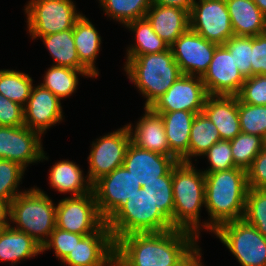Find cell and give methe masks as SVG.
<instances>
[{"label":"cell","instance_id":"cell-1","mask_svg":"<svg viewBox=\"0 0 266 266\" xmlns=\"http://www.w3.org/2000/svg\"><path fill=\"white\" fill-rule=\"evenodd\" d=\"M197 239L180 229L129 234L115 242L114 266H187L201 249Z\"/></svg>","mask_w":266,"mask_h":266},{"label":"cell","instance_id":"cell-2","mask_svg":"<svg viewBox=\"0 0 266 266\" xmlns=\"http://www.w3.org/2000/svg\"><path fill=\"white\" fill-rule=\"evenodd\" d=\"M247 171L232 168L205 173V206L210 222L201 226L213 232L223 223L241 220L248 191Z\"/></svg>","mask_w":266,"mask_h":266},{"label":"cell","instance_id":"cell-3","mask_svg":"<svg viewBox=\"0 0 266 266\" xmlns=\"http://www.w3.org/2000/svg\"><path fill=\"white\" fill-rule=\"evenodd\" d=\"M174 198L173 228L185 230L199 238V213L205 206V173L191 163L178 162L172 168Z\"/></svg>","mask_w":266,"mask_h":266},{"label":"cell","instance_id":"cell-4","mask_svg":"<svg viewBox=\"0 0 266 266\" xmlns=\"http://www.w3.org/2000/svg\"><path fill=\"white\" fill-rule=\"evenodd\" d=\"M124 70L146 97L145 107H150L164 95L182 75L170 48L160 53L127 57Z\"/></svg>","mask_w":266,"mask_h":266},{"label":"cell","instance_id":"cell-5","mask_svg":"<svg viewBox=\"0 0 266 266\" xmlns=\"http://www.w3.org/2000/svg\"><path fill=\"white\" fill-rule=\"evenodd\" d=\"M8 219L17 229L43 246L56 227V206L45 192L31 188L17 195L8 206Z\"/></svg>","mask_w":266,"mask_h":266},{"label":"cell","instance_id":"cell-6","mask_svg":"<svg viewBox=\"0 0 266 266\" xmlns=\"http://www.w3.org/2000/svg\"><path fill=\"white\" fill-rule=\"evenodd\" d=\"M125 206L107 223L113 240L134 233H156L174 229L158 212L150 195L137 190Z\"/></svg>","mask_w":266,"mask_h":266},{"label":"cell","instance_id":"cell-7","mask_svg":"<svg viewBox=\"0 0 266 266\" xmlns=\"http://www.w3.org/2000/svg\"><path fill=\"white\" fill-rule=\"evenodd\" d=\"M25 12L32 39L73 29L82 16L72 0H30Z\"/></svg>","mask_w":266,"mask_h":266},{"label":"cell","instance_id":"cell-8","mask_svg":"<svg viewBox=\"0 0 266 266\" xmlns=\"http://www.w3.org/2000/svg\"><path fill=\"white\" fill-rule=\"evenodd\" d=\"M214 233L241 266H266V237L243 219L223 223Z\"/></svg>","mask_w":266,"mask_h":266},{"label":"cell","instance_id":"cell-9","mask_svg":"<svg viewBox=\"0 0 266 266\" xmlns=\"http://www.w3.org/2000/svg\"><path fill=\"white\" fill-rule=\"evenodd\" d=\"M141 184L122 165L93 184L97 207L104 223H108L128 202Z\"/></svg>","mask_w":266,"mask_h":266},{"label":"cell","instance_id":"cell-10","mask_svg":"<svg viewBox=\"0 0 266 266\" xmlns=\"http://www.w3.org/2000/svg\"><path fill=\"white\" fill-rule=\"evenodd\" d=\"M94 192L62 199L56 205V227L72 233L91 235L104 225Z\"/></svg>","mask_w":266,"mask_h":266},{"label":"cell","instance_id":"cell-11","mask_svg":"<svg viewBox=\"0 0 266 266\" xmlns=\"http://www.w3.org/2000/svg\"><path fill=\"white\" fill-rule=\"evenodd\" d=\"M189 28L208 41L225 44L233 35L225 0H194Z\"/></svg>","mask_w":266,"mask_h":266},{"label":"cell","instance_id":"cell-12","mask_svg":"<svg viewBox=\"0 0 266 266\" xmlns=\"http://www.w3.org/2000/svg\"><path fill=\"white\" fill-rule=\"evenodd\" d=\"M130 143L131 137L126 125L93 142L88 156L90 165L86 178L94 184L101 177L122 166Z\"/></svg>","mask_w":266,"mask_h":266},{"label":"cell","instance_id":"cell-13","mask_svg":"<svg viewBox=\"0 0 266 266\" xmlns=\"http://www.w3.org/2000/svg\"><path fill=\"white\" fill-rule=\"evenodd\" d=\"M208 94L201 77L182 74L150 108L154 112L202 113Z\"/></svg>","mask_w":266,"mask_h":266},{"label":"cell","instance_id":"cell-14","mask_svg":"<svg viewBox=\"0 0 266 266\" xmlns=\"http://www.w3.org/2000/svg\"><path fill=\"white\" fill-rule=\"evenodd\" d=\"M40 136L26 126H0V159L16 162L25 169L28 164L47 160Z\"/></svg>","mask_w":266,"mask_h":266},{"label":"cell","instance_id":"cell-15","mask_svg":"<svg viewBox=\"0 0 266 266\" xmlns=\"http://www.w3.org/2000/svg\"><path fill=\"white\" fill-rule=\"evenodd\" d=\"M218 45L188 28L170 49L182 74L202 77L208 70Z\"/></svg>","mask_w":266,"mask_h":266},{"label":"cell","instance_id":"cell-16","mask_svg":"<svg viewBox=\"0 0 266 266\" xmlns=\"http://www.w3.org/2000/svg\"><path fill=\"white\" fill-rule=\"evenodd\" d=\"M201 79L208 95L224 96H237L245 81L234 57L223 44L216 47L208 70Z\"/></svg>","mask_w":266,"mask_h":266},{"label":"cell","instance_id":"cell-17","mask_svg":"<svg viewBox=\"0 0 266 266\" xmlns=\"http://www.w3.org/2000/svg\"><path fill=\"white\" fill-rule=\"evenodd\" d=\"M115 241L105 223L98 231L84 236L62 263L68 266H114Z\"/></svg>","mask_w":266,"mask_h":266},{"label":"cell","instance_id":"cell-18","mask_svg":"<svg viewBox=\"0 0 266 266\" xmlns=\"http://www.w3.org/2000/svg\"><path fill=\"white\" fill-rule=\"evenodd\" d=\"M61 100L41 85L33 86L24 107V126L41 135L62 121Z\"/></svg>","mask_w":266,"mask_h":266},{"label":"cell","instance_id":"cell-19","mask_svg":"<svg viewBox=\"0 0 266 266\" xmlns=\"http://www.w3.org/2000/svg\"><path fill=\"white\" fill-rule=\"evenodd\" d=\"M178 161L171 156L144 150L130 143L123 166L143 186L145 182L159 180L165 176Z\"/></svg>","mask_w":266,"mask_h":266},{"label":"cell","instance_id":"cell-20","mask_svg":"<svg viewBox=\"0 0 266 266\" xmlns=\"http://www.w3.org/2000/svg\"><path fill=\"white\" fill-rule=\"evenodd\" d=\"M145 114L136 122L135 130L132 124H127L131 143L144 150L157 152L170 156V148L167 141L164 122L160 114L150 107H144Z\"/></svg>","mask_w":266,"mask_h":266},{"label":"cell","instance_id":"cell-21","mask_svg":"<svg viewBox=\"0 0 266 266\" xmlns=\"http://www.w3.org/2000/svg\"><path fill=\"white\" fill-rule=\"evenodd\" d=\"M203 113L217 127L221 140H232L241 133L237 96L208 95Z\"/></svg>","mask_w":266,"mask_h":266},{"label":"cell","instance_id":"cell-22","mask_svg":"<svg viewBox=\"0 0 266 266\" xmlns=\"http://www.w3.org/2000/svg\"><path fill=\"white\" fill-rule=\"evenodd\" d=\"M145 18L169 47L189 28V12L178 7L152 4Z\"/></svg>","mask_w":266,"mask_h":266},{"label":"cell","instance_id":"cell-23","mask_svg":"<svg viewBox=\"0 0 266 266\" xmlns=\"http://www.w3.org/2000/svg\"><path fill=\"white\" fill-rule=\"evenodd\" d=\"M161 115L170 156L178 162L189 163V138L196 113L189 111L156 112Z\"/></svg>","mask_w":266,"mask_h":266},{"label":"cell","instance_id":"cell-24","mask_svg":"<svg viewBox=\"0 0 266 266\" xmlns=\"http://www.w3.org/2000/svg\"><path fill=\"white\" fill-rule=\"evenodd\" d=\"M234 35L255 37L264 34L266 16L253 0H225Z\"/></svg>","mask_w":266,"mask_h":266},{"label":"cell","instance_id":"cell-25","mask_svg":"<svg viewBox=\"0 0 266 266\" xmlns=\"http://www.w3.org/2000/svg\"><path fill=\"white\" fill-rule=\"evenodd\" d=\"M42 252V246L31 236L14 229L8 223L0 233V260L11 261V265L20 260L32 258Z\"/></svg>","mask_w":266,"mask_h":266},{"label":"cell","instance_id":"cell-26","mask_svg":"<svg viewBox=\"0 0 266 266\" xmlns=\"http://www.w3.org/2000/svg\"><path fill=\"white\" fill-rule=\"evenodd\" d=\"M75 48L80 63L95 77L99 72L95 60L100 50L101 36L88 18L81 16L73 27Z\"/></svg>","mask_w":266,"mask_h":266},{"label":"cell","instance_id":"cell-27","mask_svg":"<svg viewBox=\"0 0 266 266\" xmlns=\"http://www.w3.org/2000/svg\"><path fill=\"white\" fill-rule=\"evenodd\" d=\"M49 172V183L58 192L81 196L93 191V184L83 177V170L71 161H59Z\"/></svg>","mask_w":266,"mask_h":266},{"label":"cell","instance_id":"cell-28","mask_svg":"<svg viewBox=\"0 0 266 266\" xmlns=\"http://www.w3.org/2000/svg\"><path fill=\"white\" fill-rule=\"evenodd\" d=\"M49 50L55 64L53 66L70 67L73 69H86L79 60L73 29H69L55 34L39 37Z\"/></svg>","mask_w":266,"mask_h":266},{"label":"cell","instance_id":"cell-29","mask_svg":"<svg viewBox=\"0 0 266 266\" xmlns=\"http://www.w3.org/2000/svg\"><path fill=\"white\" fill-rule=\"evenodd\" d=\"M87 78L94 76L87 69H73L70 67L51 66L45 72L43 83L40 85L50 90L60 100L71 96L77 89L78 76Z\"/></svg>","mask_w":266,"mask_h":266},{"label":"cell","instance_id":"cell-30","mask_svg":"<svg viewBox=\"0 0 266 266\" xmlns=\"http://www.w3.org/2000/svg\"><path fill=\"white\" fill-rule=\"evenodd\" d=\"M135 32L136 43L127 49V57H137L144 54L160 53L170 47L154 31L146 18L137 19L126 24Z\"/></svg>","mask_w":266,"mask_h":266},{"label":"cell","instance_id":"cell-31","mask_svg":"<svg viewBox=\"0 0 266 266\" xmlns=\"http://www.w3.org/2000/svg\"><path fill=\"white\" fill-rule=\"evenodd\" d=\"M220 140L219 131L214 123L203 112L196 114L190 130L189 163H191V157L204 155Z\"/></svg>","mask_w":266,"mask_h":266},{"label":"cell","instance_id":"cell-32","mask_svg":"<svg viewBox=\"0 0 266 266\" xmlns=\"http://www.w3.org/2000/svg\"><path fill=\"white\" fill-rule=\"evenodd\" d=\"M33 79L23 72L0 70V93L9 100L25 107L33 87Z\"/></svg>","mask_w":266,"mask_h":266},{"label":"cell","instance_id":"cell-33","mask_svg":"<svg viewBox=\"0 0 266 266\" xmlns=\"http://www.w3.org/2000/svg\"><path fill=\"white\" fill-rule=\"evenodd\" d=\"M106 15L126 25L137 19L145 18L152 0H99Z\"/></svg>","mask_w":266,"mask_h":266},{"label":"cell","instance_id":"cell-34","mask_svg":"<svg viewBox=\"0 0 266 266\" xmlns=\"http://www.w3.org/2000/svg\"><path fill=\"white\" fill-rule=\"evenodd\" d=\"M142 188L150 195L158 212L173 227L174 198L172 169L165 176L159 177V180L145 182Z\"/></svg>","mask_w":266,"mask_h":266},{"label":"cell","instance_id":"cell-35","mask_svg":"<svg viewBox=\"0 0 266 266\" xmlns=\"http://www.w3.org/2000/svg\"><path fill=\"white\" fill-rule=\"evenodd\" d=\"M265 144L266 141L260 136L243 132L230 140L235 167L247 171Z\"/></svg>","mask_w":266,"mask_h":266},{"label":"cell","instance_id":"cell-36","mask_svg":"<svg viewBox=\"0 0 266 266\" xmlns=\"http://www.w3.org/2000/svg\"><path fill=\"white\" fill-rule=\"evenodd\" d=\"M241 132L260 136L266 141V105H251L238 99Z\"/></svg>","mask_w":266,"mask_h":266},{"label":"cell","instance_id":"cell-37","mask_svg":"<svg viewBox=\"0 0 266 266\" xmlns=\"http://www.w3.org/2000/svg\"><path fill=\"white\" fill-rule=\"evenodd\" d=\"M242 219L266 237V189H248Z\"/></svg>","mask_w":266,"mask_h":266},{"label":"cell","instance_id":"cell-38","mask_svg":"<svg viewBox=\"0 0 266 266\" xmlns=\"http://www.w3.org/2000/svg\"><path fill=\"white\" fill-rule=\"evenodd\" d=\"M25 168L16 162L0 159V201L7 206L20 193L18 186L21 182ZM17 189V190H16Z\"/></svg>","mask_w":266,"mask_h":266},{"label":"cell","instance_id":"cell-39","mask_svg":"<svg viewBox=\"0 0 266 266\" xmlns=\"http://www.w3.org/2000/svg\"><path fill=\"white\" fill-rule=\"evenodd\" d=\"M234 57L236 66L246 79L252 76L251 51L252 37L233 35L223 44Z\"/></svg>","mask_w":266,"mask_h":266},{"label":"cell","instance_id":"cell-40","mask_svg":"<svg viewBox=\"0 0 266 266\" xmlns=\"http://www.w3.org/2000/svg\"><path fill=\"white\" fill-rule=\"evenodd\" d=\"M204 156H207L210 164V168L203 171L204 173L227 171L235 168L230 140L216 142L204 153Z\"/></svg>","mask_w":266,"mask_h":266},{"label":"cell","instance_id":"cell-41","mask_svg":"<svg viewBox=\"0 0 266 266\" xmlns=\"http://www.w3.org/2000/svg\"><path fill=\"white\" fill-rule=\"evenodd\" d=\"M84 237L82 234L61 230L57 227L51 233L47 242L42 246V252L54 249L56 258L63 261Z\"/></svg>","mask_w":266,"mask_h":266},{"label":"cell","instance_id":"cell-42","mask_svg":"<svg viewBox=\"0 0 266 266\" xmlns=\"http://www.w3.org/2000/svg\"><path fill=\"white\" fill-rule=\"evenodd\" d=\"M237 97L242 103L266 105V75L246 78Z\"/></svg>","mask_w":266,"mask_h":266},{"label":"cell","instance_id":"cell-43","mask_svg":"<svg viewBox=\"0 0 266 266\" xmlns=\"http://www.w3.org/2000/svg\"><path fill=\"white\" fill-rule=\"evenodd\" d=\"M0 126H24V107L0 93Z\"/></svg>","mask_w":266,"mask_h":266},{"label":"cell","instance_id":"cell-44","mask_svg":"<svg viewBox=\"0 0 266 266\" xmlns=\"http://www.w3.org/2000/svg\"><path fill=\"white\" fill-rule=\"evenodd\" d=\"M247 184L251 189H266V144L247 170Z\"/></svg>","mask_w":266,"mask_h":266},{"label":"cell","instance_id":"cell-45","mask_svg":"<svg viewBox=\"0 0 266 266\" xmlns=\"http://www.w3.org/2000/svg\"><path fill=\"white\" fill-rule=\"evenodd\" d=\"M252 76L266 75V35L252 37L251 51Z\"/></svg>","mask_w":266,"mask_h":266},{"label":"cell","instance_id":"cell-46","mask_svg":"<svg viewBox=\"0 0 266 266\" xmlns=\"http://www.w3.org/2000/svg\"><path fill=\"white\" fill-rule=\"evenodd\" d=\"M194 0H152V4L182 8L190 12Z\"/></svg>","mask_w":266,"mask_h":266},{"label":"cell","instance_id":"cell-47","mask_svg":"<svg viewBox=\"0 0 266 266\" xmlns=\"http://www.w3.org/2000/svg\"><path fill=\"white\" fill-rule=\"evenodd\" d=\"M201 249L188 261L187 266H203L201 262Z\"/></svg>","mask_w":266,"mask_h":266},{"label":"cell","instance_id":"cell-48","mask_svg":"<svg viewBox=\"0 0 266 266\" xmlns=\"http://www.w3.org/2000/svg\"><path fill=\"white\" fill-rule=\"evenodd\" d=\"M8 206L0 201V221H8Z\"/></svg>","mask_w":266,"mask_h":266},{"label":"cell","instance_id":"cell-49","mask_svg":"<svg viewBox=\"0 0 266 266\" xmlns=\"http://www.w3.org/2000/svg\"><path fill=\"white\" fill-rule=\"evenodd\" d=\"M261 12L266 16V0H253Z\"/></svg>","mask_w":266,"mask_h":266},{"label":"cell","instance_id":"cell-50","mask_svg":"<svg viewBox=\"0 0 266 266\" xmlns=\"http://www.w3.org/2000/svg\"><path fill=\"white\" fill-rule=\"evenodd\" d=\"M8 223V221H0V233Z\"/></svg>","mask_w":266,"mask_h":266}]
</instances>
